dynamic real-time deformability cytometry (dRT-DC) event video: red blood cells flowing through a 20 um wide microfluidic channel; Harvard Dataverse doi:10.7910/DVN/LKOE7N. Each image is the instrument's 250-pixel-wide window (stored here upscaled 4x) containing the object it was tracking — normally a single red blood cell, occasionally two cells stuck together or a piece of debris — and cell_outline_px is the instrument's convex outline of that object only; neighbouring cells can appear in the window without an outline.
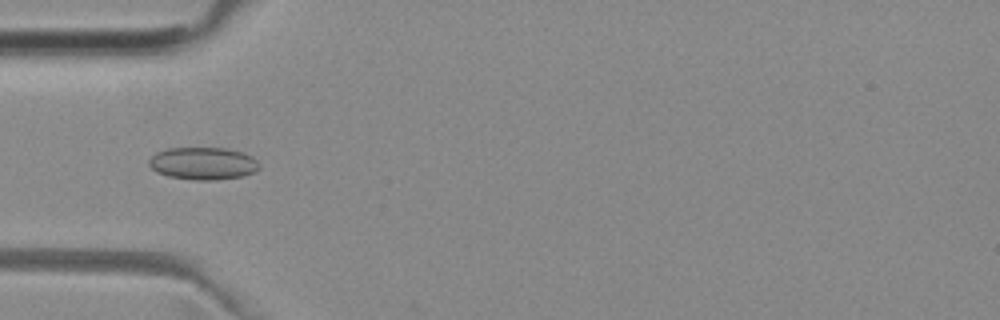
{"species": "common noctule bat (a hibernating species)", "species_latin": "Nyctalus noctula", "temperature_condition": "room temperature", "stored_images_in_passage": 51, "camera_frame_rate_fps": 3000, "um_per_image_px": 0.085, "animal": {"sex": "female", "body_mass_g": 29.2, "forearm_length_mm": 56.3}, "frame": {"image": 1, "passage_image": 16, "time_ms": 5.0, "image_size_px": [1000, 320], "cell_outline_px": [[260, 168], [256, 172], [244, 176], [216, 180], [196, 180], [168, 176], [156, 172], [148, 164], [148, 160], [156, 152], [168, 148], [224, 148], [240, 152], [252, 156], [260, 164]], "centroid_in_image_um": [17.27, 13.9], "position_along_channel_um": 67.7, "area_um2": 20.98}}
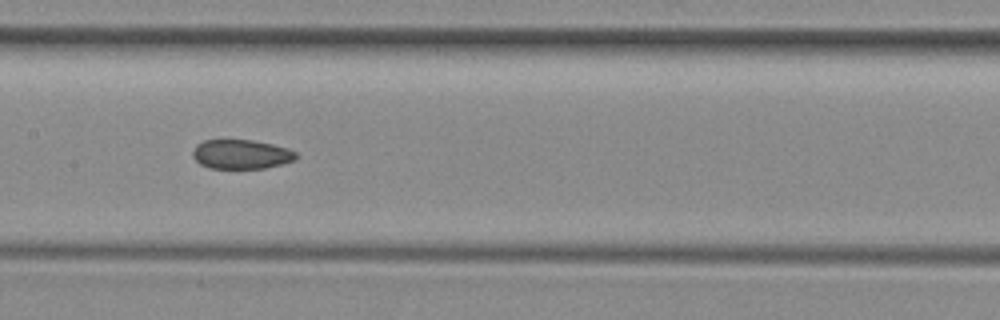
{"frame": {"image": 2, "passage_image": 25, "time_ms": 8.0, "image_size_px": [1000, 320], "cell_outline_px": [[296, 160], [284, 164], [264, 168], [208, 168], [200, 164], [192, 156], [192, 152], [196, 144], [204, 140], [252, 140], [272, 144], [288, 148], [296, 152]], "centroid_in_image_um": [20.5, 13.11], "position_along_channel_um": 186.9, "area_um2": 17.74}}
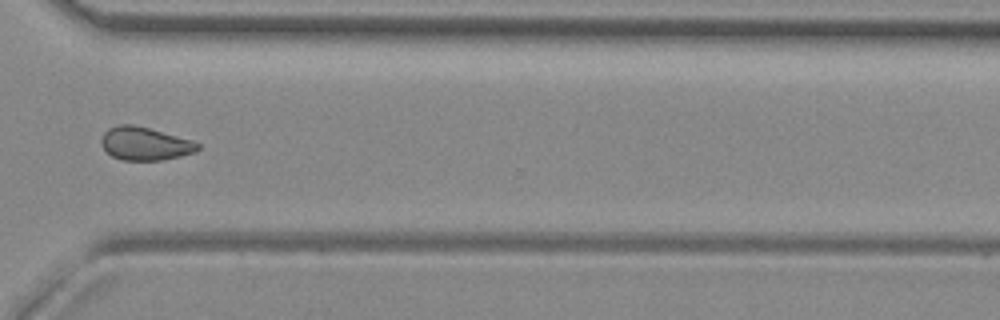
{"frame": {"image": 3, "passage_image": 38, "time_ms": 12.333, "image_size_px": [1000, 320], "cell_outline_px": [[200, 148], [196, 152], [180, 156], [160, 160], [120, 160], [112, 156], [100, 144], [100, 140], [104, 132], [108, 128], [120, 124], [132, 124], [148, 128], [192, 140], [200, 144]], "centroid_in_image_um": [12.31, 12.21], "position_along_channel_um": 358.3, "area_um2": 18.61}, "authors_computed_cell_mechanics": {"area_um2": 19.1318, "velocity_mm_per_s": 3.9592, "shape_relaxation_time_tau1_ms": null, "shape_relaxation_time_tau2_ms": 4.5638, "deformation_change_tau1": null, "deformation_change_tau2": 0.079}}